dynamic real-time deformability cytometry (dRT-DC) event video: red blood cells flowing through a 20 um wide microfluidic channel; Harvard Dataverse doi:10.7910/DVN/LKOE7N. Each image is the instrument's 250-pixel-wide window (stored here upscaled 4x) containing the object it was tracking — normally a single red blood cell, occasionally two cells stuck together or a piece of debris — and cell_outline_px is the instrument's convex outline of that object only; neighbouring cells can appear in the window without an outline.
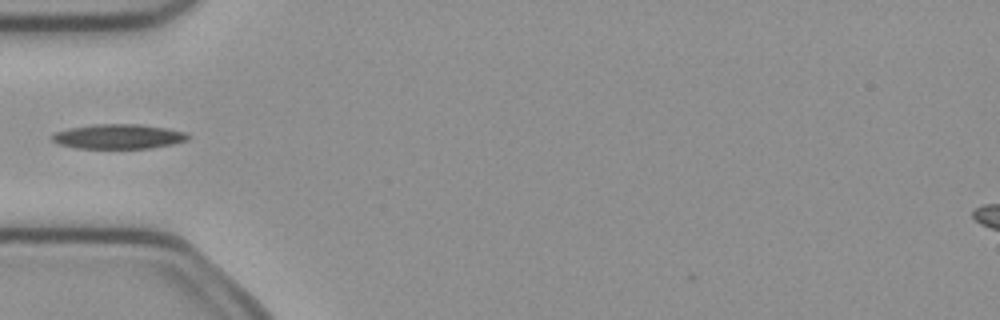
{"species": "common noctule bat (a hibernating species)", "species_latin": "Nyctalus noctula", "temperature_condition": "cold", "stored_images_in_passage": 5, "camera_frame_rate_fps": 3000, "um_per_image_px": 0.085, "animal": {"sex": "female", "body_mass_g": 21.9}, "frame": {"image": 1, "passage_image": 5, "time_ms": 1.333, "image_size_px": [1000, 320], "cell_outline_px": [[192, 136], [188, 140], [172, 144], [148, 148], [76, 148], [56, 144], [52, 140], [52, 136], [56, 132], [68, 128], [96, 124], [140, 124], [168, 128], [184, 132]], "centroid_in_image_um": [10.07, 11.6], "position_along_channel_um": 74.9, "area_um2": 19.59}}